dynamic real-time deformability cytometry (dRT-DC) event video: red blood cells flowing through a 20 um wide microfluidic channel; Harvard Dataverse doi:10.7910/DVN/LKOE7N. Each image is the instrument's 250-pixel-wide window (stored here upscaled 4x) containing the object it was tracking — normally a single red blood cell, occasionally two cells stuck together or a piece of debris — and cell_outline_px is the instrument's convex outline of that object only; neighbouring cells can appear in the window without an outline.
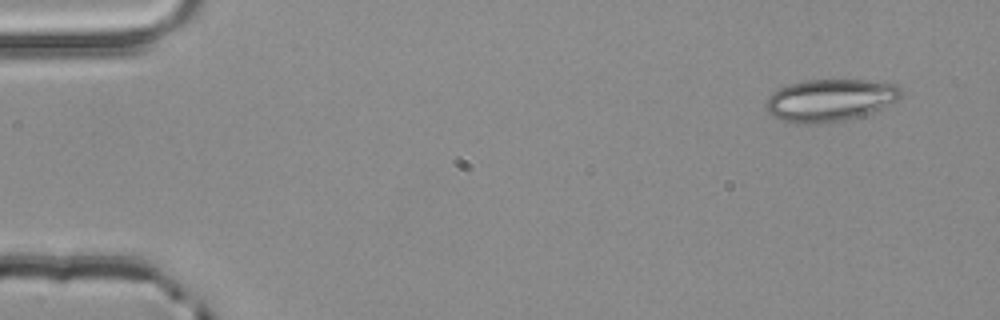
{"species": "common noctule bat (a hibernating species)", "species_latin": "Nyctalus noctula", "temperature_condition": "room temperature", "stored_images_in_passage": 3, "camera_frame_rate_fps": 3000, "um_per_image_px": 0.085, "animal": {"sex": "male", "body_mass_g": 20.4}, "frame": {"image": 1, "passage_image": 1, "time_ms": 0.0, "image_size_px": [1000, 320], "cell_outline_px": [[904, 96], [900, 100], [860, 116], [844, 120], [816, 124], [800, 124], [780, 120], [772, 116], [764, 108], [764, 104], [768, 96], [772, 92], [788, 84], [804, 80], [868, 80], [896, 84], [904, 92]], "centroid_in_image_um": [70.54, 8.51], "position_along_channel_um": 14.5, "area_um2": 33.7}}